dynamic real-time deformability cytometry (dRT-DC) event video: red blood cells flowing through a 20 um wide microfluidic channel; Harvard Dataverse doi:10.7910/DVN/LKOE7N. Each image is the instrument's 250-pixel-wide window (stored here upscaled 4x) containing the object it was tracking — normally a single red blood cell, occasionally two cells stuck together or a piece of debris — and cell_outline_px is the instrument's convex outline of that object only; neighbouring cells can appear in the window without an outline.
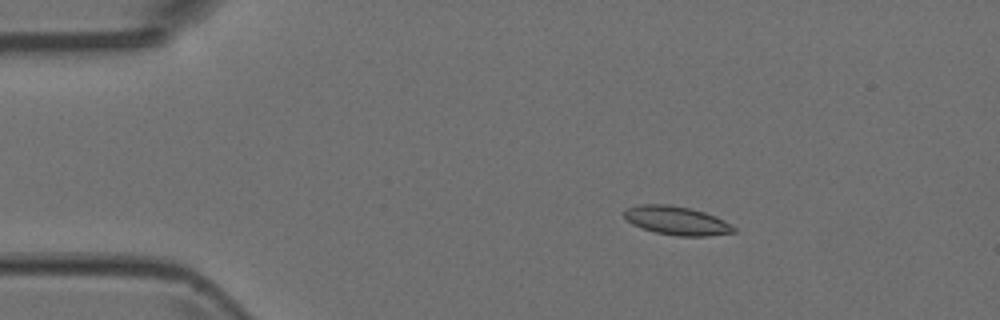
{"species": "Egyptian fruit bat (a non-hibernating species)", "species_latin": "Rousettus aegyptiacus", "temperature_condition": "room temperature", "stored_images_in_passage": 5, "camera_frame_rate_fps": 3000, "um_per_image_px": 0.085, "animal": {"sex": "female"}, "frame": {"image": 1, "passage_image": 2, "time_ms": 0.333, "image_size_px": [1000, 320], "cell_outline_px": [[736, 232], [708, 236], [676, 236], [656, 232], [632, 224], [624, 216], [624, 212], [628, 208], [640, 204], [668, 204], [692, 208], [716, 216], [724, 220], [736, 228]], "centroid_in_image_um": [57.56, 18.75], "position_along_channel_um": 27.4, "area_um2": 18.26}}
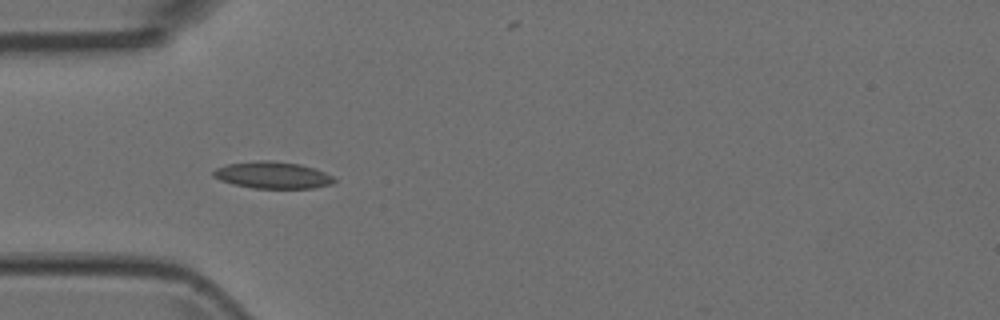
{"frame": {"image": 2, "passage_image": 4, "time_ms": 1.0, "image_size_px": [1000, 320], "cell_outline_px": [[336, 180], [332, 184], [316, 188], [252, 188], [232, 184], [220, 180], [212, 176], [212, 172], [216, 168], [228, 164], [260, 160], [268, 160], [300, 164], [316, 168], [332, 176]], "centroid_in_image_um": [23.18, 14.89], "position_along_channel_um": 61.8, "area_um2": 18.96}}
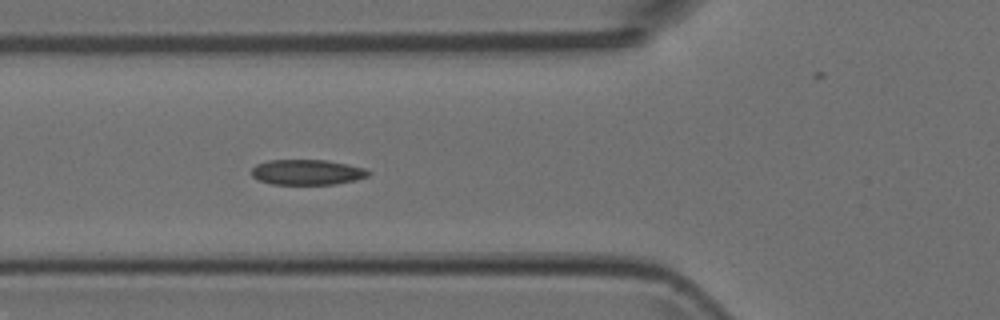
{"frame": {"image": 3, "passage_image": 5, "time_ms": 1.333, "image_size_px": [1000, 320], "cell_outline_px": [[372, 172], [368, 176], [356, 180], [336, 184], [272, 184], [260, 180], [252, 176], [252, 168], [256, 164], [268, 160], [328, 160], [348, 164], [364, 168]], "centroid_in_image_um": [26.13, 14.63], "position_along_channel_um": 99.7, "area_um2": 17.28}}